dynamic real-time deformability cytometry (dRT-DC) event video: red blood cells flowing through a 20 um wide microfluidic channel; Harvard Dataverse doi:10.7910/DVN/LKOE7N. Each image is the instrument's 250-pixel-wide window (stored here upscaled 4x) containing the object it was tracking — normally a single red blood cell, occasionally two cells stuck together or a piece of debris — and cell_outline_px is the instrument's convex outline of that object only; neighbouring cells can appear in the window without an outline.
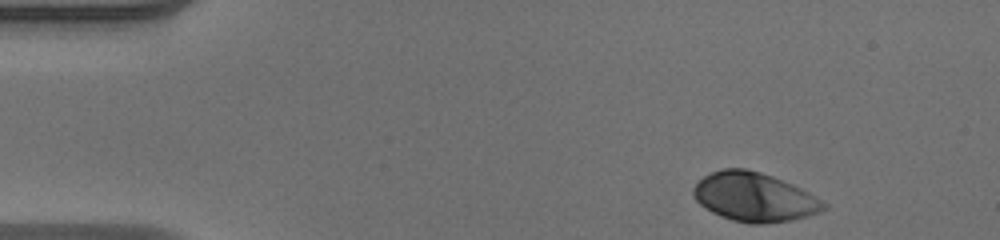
{"species": "human", "species_latin": "Homo sapiens", "temperature_condition": "warm", "stored_images_in_passage": 45, "camera_frame_rate_fps": 3000, "um_per_image_px": 0.085, "donor": {"sex": "male"}, "frame": {"image": 1, "passage_image": 1, "time_ms": 0.0, "image_size_px": [1000, 240], "cell_outline_px": [[828, 208], [820, 212], [808, 216], [792, 220], [764, 224], [752, 224], [732, 220], [720, 216], [712, 212], [700, 204], [692, 196], [692, 188], [704, 176], [712, 172], [724, 168], [744, 168], [760, 172], [772, 176], [792, 184], [816, 196], [828, 204]], "centroid_in_image_um": [64.13, 16.76], "position_along_channel_um": 20.9, "area_um2": 37.28}}
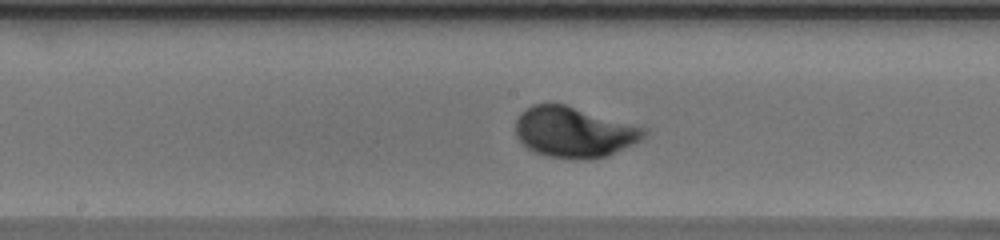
{"frame": {"image": 2, "passage_image": 21, "time_ms": 6.667, "image_size_px": [1000, 240], "cell_outline_px": [[648, 132], [640, 140], [608, 156], [588, 160], [572, 160], [548, 156], [532, 152], [516, 136], [516, 120], [520, 112], [524, 108], [532, 104], [564, 104], [648, 128]], "centroid_in_image_um": [48.79, 11.24], "position_along_channel_um": 199.4, "area_um2": 38.15}}
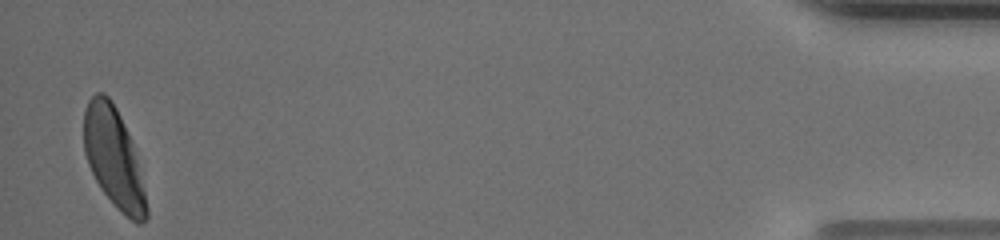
{"frame": {"image": 3, "passage_image": 44, "time_ms": 14.333, "image_size_px": [1000, 240], "cell_outline_px": [[148, 216], [140, 224], [136, 224], [100, 188], [88, 164], [84, 152], [84, 108], [88, 100], [96, 92], [104, 92], [108, 96], [116, 108], [132, 140], [148, 208]], "centroid_in_image_um": [9.64, 13.35], "position_along_channel_um": 425.6, "area_um2": 35.66}, "authors_computed_cell_mechanics": {"area_um2": 36.0672, "velocity_mm_per_s": 4.0891, "shape_relaxation_time_tau1_ms": 2.9044, "shape_relaxation_time_tau2_ms": null, "deformation_change_tau1": 0.189, "deformation_change_tau2": null}}